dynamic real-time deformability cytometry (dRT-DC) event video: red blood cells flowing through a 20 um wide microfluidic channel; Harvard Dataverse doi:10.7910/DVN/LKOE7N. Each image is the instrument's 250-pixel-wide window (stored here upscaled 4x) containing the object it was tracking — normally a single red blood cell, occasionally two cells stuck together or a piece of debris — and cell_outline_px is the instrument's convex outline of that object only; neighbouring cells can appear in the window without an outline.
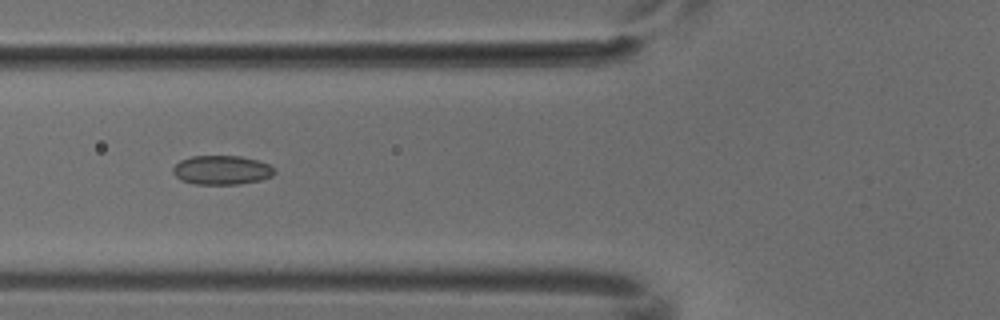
{"species": "common noctule bat (a hibernating species)", "species_latin": "Nyctalus noctula", "temperature_condition": "cold", "stored_images_in_passage": 7, "camera_frame_rate_fps": 3000, "um_per_image_px": 0.085, "animal": {"sex": "male", "body_mass_g": 18.8}, "frame": {"image": 1, "passage_image": 5, "time_ms": 1.333, "image_size_px": [1000, 320], "cell_outline_px": [[276, 172], [272, 176], [260, 180], [240, 184], [192, 184], [180, 180], [172, 172], [172, 168], [180, 160], [192, 156], [240, 156], [256, 160], [268, 164], [276, 168]], "centroid_in_image_um": [18.84, 14.46], "position_along_channel_um": 107.0, "area_um2": 17.34}}
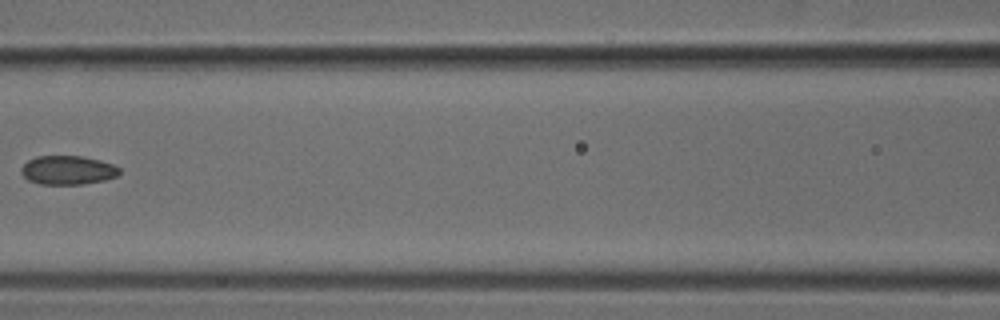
{"frame": {"image": 2, "passage_image": 6, "time_ms": 1.667, "image_size_px": [1000, 320], "cell_outline_px": [[120, 172], [116, 176], [104, 180], [84, 184], [40, 184], [28, 180], [20, 172], [20, 168], [28, 160], [36, 156], [80, 156], [100, 160], [112, 164], [120, 168]], "centroid_in_image_um": [5.74, 14.46], "position_along_channel_um": 160.9, "area_um2": 16.53}}
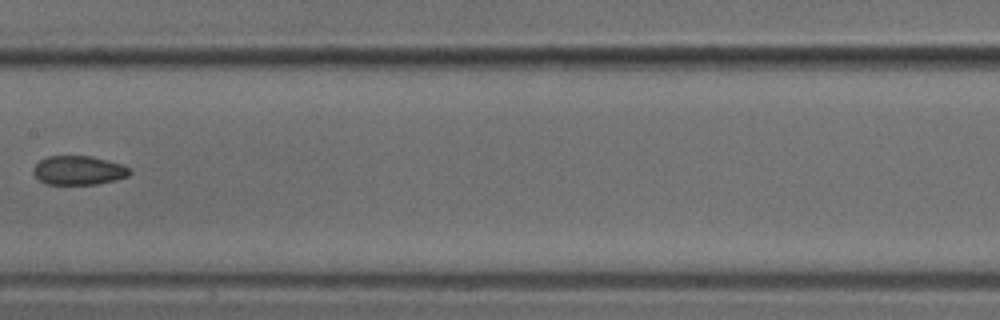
{"frame": {"image": 3, "passage_image": 7, "time_ms": 2.0, "image_size_px": [1000, 320], "cell_outline_px": [[132, 172], [128, 176], [116, 180], [96, 184], [48, 184], [40, 180], [32, 172], [32, 168], [40, 160], [48, 156], [92, 156], [108, 160], [132, 168]], "centroid_in_image_um": [6.71, 14.47], "position_along_channel_um": 200.7, "area_um2": 16.36}}